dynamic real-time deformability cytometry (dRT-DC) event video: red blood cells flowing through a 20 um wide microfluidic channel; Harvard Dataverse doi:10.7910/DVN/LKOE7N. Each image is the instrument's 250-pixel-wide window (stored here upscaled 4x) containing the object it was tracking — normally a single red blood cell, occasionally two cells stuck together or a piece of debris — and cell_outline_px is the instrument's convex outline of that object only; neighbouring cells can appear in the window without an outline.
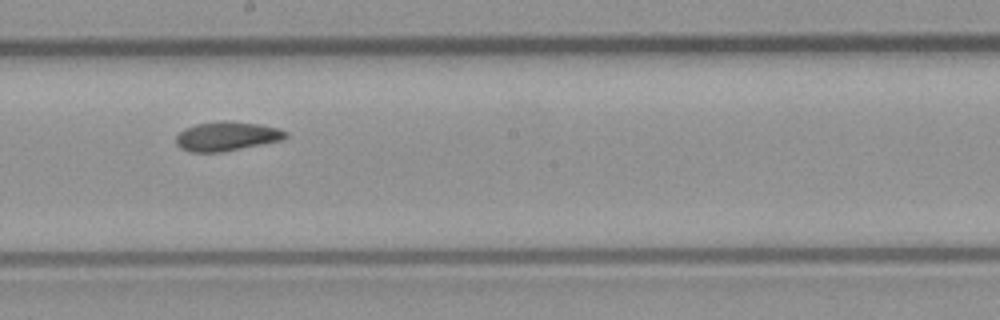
{"species": "common noctule bat (a hibernating species)", "species_latin": "Nyctalus noctula", "temperature_condition": "room temperature", "stored_images_in_passage": 15, "camera_frame_rate_fps": 3000, "um_per_image_px": 0.085, "animal": {"sex": "male", "body_mass_g": 23.1, "forearm_length_mm": 52.7}, "frame": {"image": 1, "passage_image": 9, "time_ms": 10.0, "image_size_px": [1000, 320], "cell_outline_px": [[288, 136], [280, 140], [220, 152], [192, 152], [180, 148], [176, 144], [176, 136], [184, 128], [196, 124], [220, 120], [224, 120], [260, 124], [276, 128], [288, 132]], "centroid_in_image_um": [19.23, 11.57], "position_along_channel_um": 229.0, "area_um2": 18.5}}
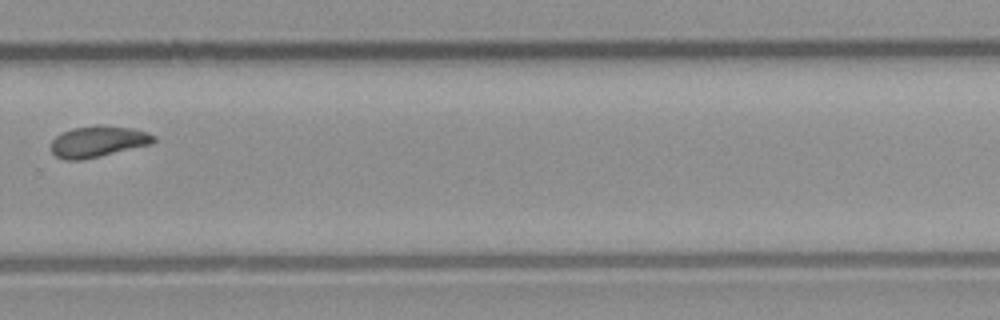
{"frame": {"image": 2, "passage_image": 11, "time_ms": 12.333, "image_size_px": [1000, 320], "cell_outline_px": [[156, 140], [152, 144], [84, 160], [64, 160], [56, 156], [52, 152], [52, 140], [56, 136], [72, 128], [100, 124], [132, 128], [148, 132], [156, 136]], "centroid_in_image_um": [8.36, 12.03], "position_along_channel_um": 321.4, "area_um2": 18.84}}
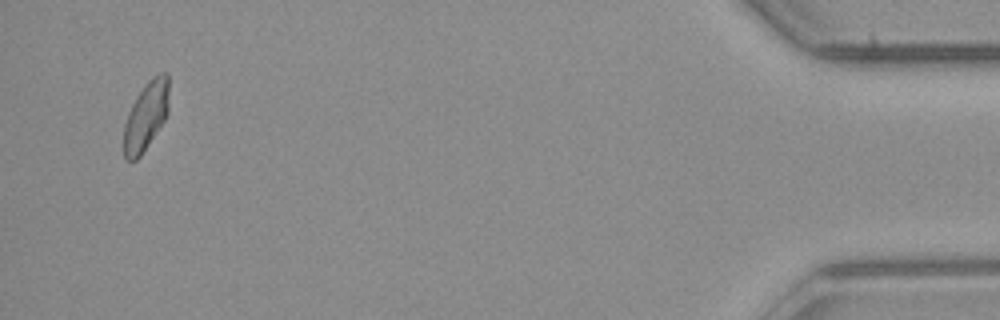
{"frame": {"image": 3, "passage_image": 15, "time_ms": 17.0, "image_size_px": [1000, 320], "cell_outline_px": [[168, 112], [164, 120], [140, 156], [136, 160], [124, 160], [124, 124], [128, 112], [136, 96], [148, 80], [152, 76], [160, 72], [168, 72]], "centroid_in_image_um": [12.4, 9.83], "position_along_channel_um": 422.8, "area_um2": 17.98}}